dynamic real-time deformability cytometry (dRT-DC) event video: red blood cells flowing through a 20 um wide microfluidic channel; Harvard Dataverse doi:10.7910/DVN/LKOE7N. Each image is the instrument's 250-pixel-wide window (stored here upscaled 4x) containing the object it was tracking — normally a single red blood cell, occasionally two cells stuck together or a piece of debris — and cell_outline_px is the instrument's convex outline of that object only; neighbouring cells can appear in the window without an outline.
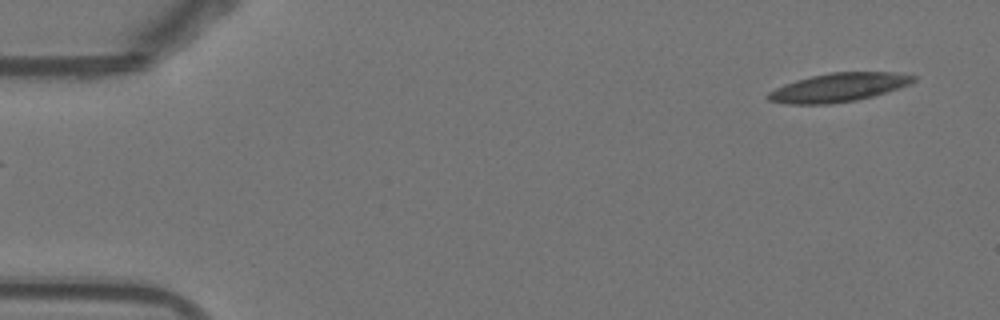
{"species": "Egyptian fruit bat (a non-hibernating species)", "species_latin": "Rousettus aegyptiacus", "temperature_condition": "warm", "stored_images_in_passage": 51, "camera_frame_rate_fps": 3000, "um_per_image_px": 0.085, "animal": {"sex": "female"}, "frame": {"image": 1, "passage_image": 1, "time_ms": 0.0, "image_size_px": [1000, 320], "cell_outline_px": [[916, 80], [912, 84], [872, 96], [856, 100], [832, 104], [788, 104], [768, 100], [764, 96], [768, 92], [784, 84], [796, 80], [812, 76], [832, 72], [896, 72], [916, 76]], "centroid_in_image_um": [71.28, 7.43], "position_along_channel_um": 13.7, "area_um2": 24.33}}
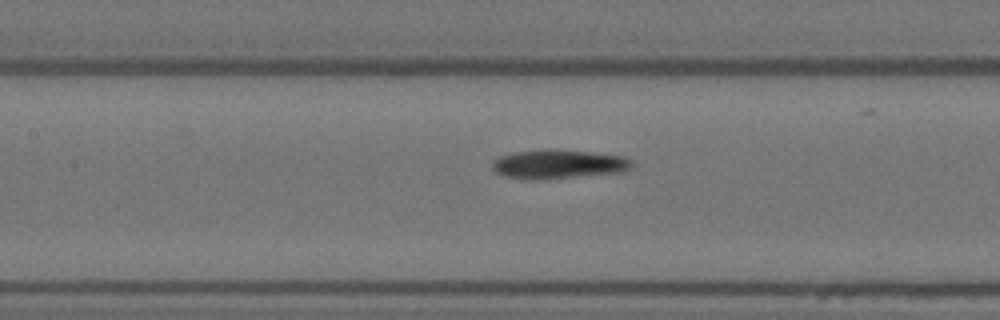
{"frame": {"image": 2, "passage_image": 22, "time_ms": 7.0, "image_size_px": [1000, 320], "cell_outline_px": [[632, 168], [624, 172], [548, 180], [532, 180], [504, 176], [496, 172], [492, 168], [492, 160], [500, 156], [512, 152], [548, 148], [592, 152], [624, 156], [632, 160]], "centroid_in_image_um": [47.47, 13.96], "position_along_channel_um": 159.9, "area_um2": 24.33}}
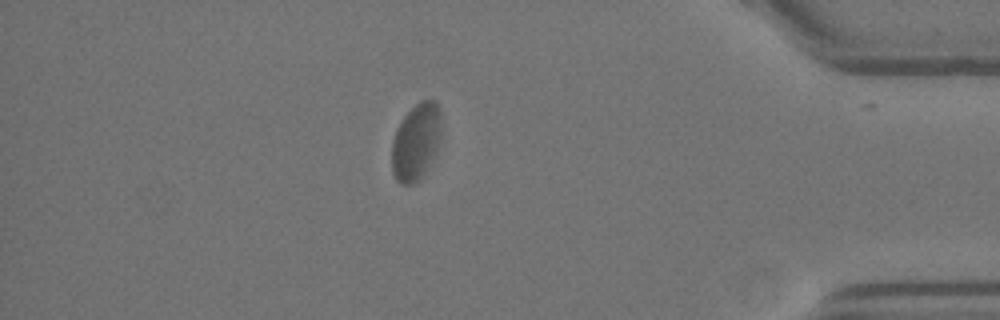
{"frame": {"image": 3, "passage_image": 44, "time_ms": 14.333, "image_size_px": [1000, 320], "cell_outline_px": [[440, 144], [424, 176], [420, 180], [412, 184], [400, 184], [396, 180], [392, 172], [392, 140], [404, 116], [420, 100], [436, 100], [440, 108]], "centroid_in_image_um": [35.38, 12.08], "position_along_channel_um": 399.8, "area_um2": 22.31}, "authors_computed_cell_mechanics": {"area_um2": 23.9292, "velocity_mm_per_s": 3.7674, "shape_relaxation_time_tau1_ms": 3.6986, "shape_relaxation_time_tau2_ms": 3.0676, "deformation_change_tau1": 0.1429, "deformation_change_tau2": 0.0837}}